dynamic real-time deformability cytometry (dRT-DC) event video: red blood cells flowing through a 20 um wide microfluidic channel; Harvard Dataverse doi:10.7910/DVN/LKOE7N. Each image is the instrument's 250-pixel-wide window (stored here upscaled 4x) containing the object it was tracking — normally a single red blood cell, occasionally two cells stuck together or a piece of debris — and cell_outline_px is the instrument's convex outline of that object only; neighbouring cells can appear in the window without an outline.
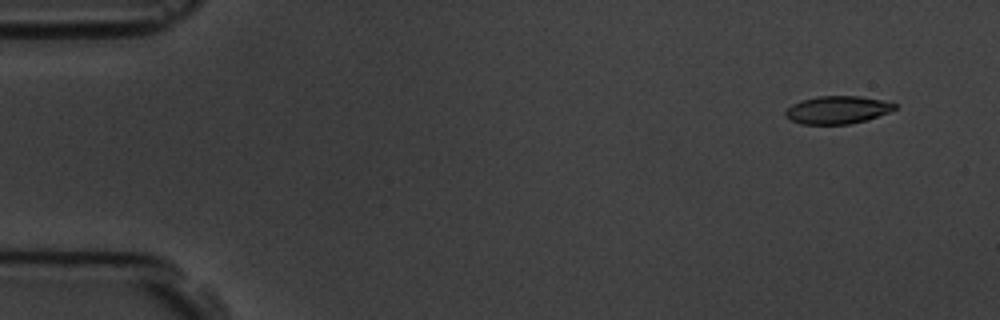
{"species": "common noctule bat (a hibernating species)", "species_latin": "Nyctalus noctula", "temperature_condition": "room temperature", "stored_images_in_passage": 8, "camera_frame_rate_fps": 3000, "um_per_image_px": 0.085, "animal": {"sex": "male", "body_mass_g": 19.5, "forearm_length_mm": 54.6}, "frame": {"image": 1, "passage_image": 1, "time_ms": 0.0, "image_size_px": [1000, 320], "cell_outline_px": [[896, 108], [888, 112], [864, 120], [848, 124], [800, 124], [784, 116], [784, 112], [792, 104], [800, 100], [816, 96], [860, 96], [880, 100], [896, 104]], "centroid_in_image_um": [71.11, 9.33], "position_along_channel_um": 13.9, "area_um2": 17.51}}
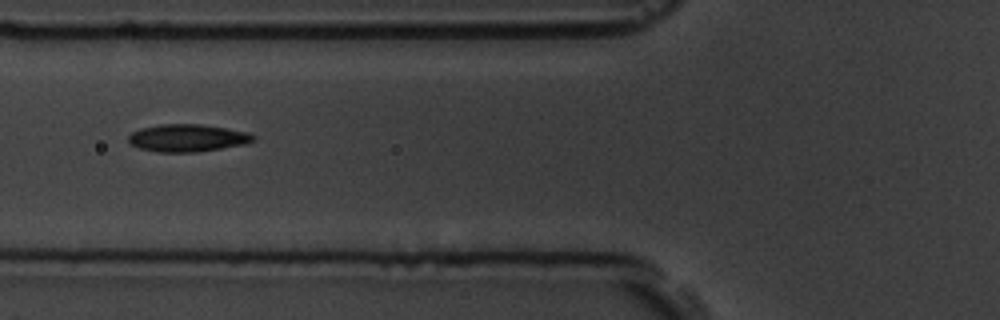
{"frame": {"image": 2, "passage_image": 6, "time_ms": 5.667, "image_size_px": [1000, 320], "cell_outline_px": [[256, 140], [244, 144], [196, 152], [156, 152], [140, 148], [132, 144], [128, 140], [128, 136], [132, 132], [140, 128], [160, 124], [200, 124], [248, 132], [256, 136]], "centroid_in_image_um": [15.93, 11.72], "position_along_channel_um": 109.9, "area_um2": 19.88}}
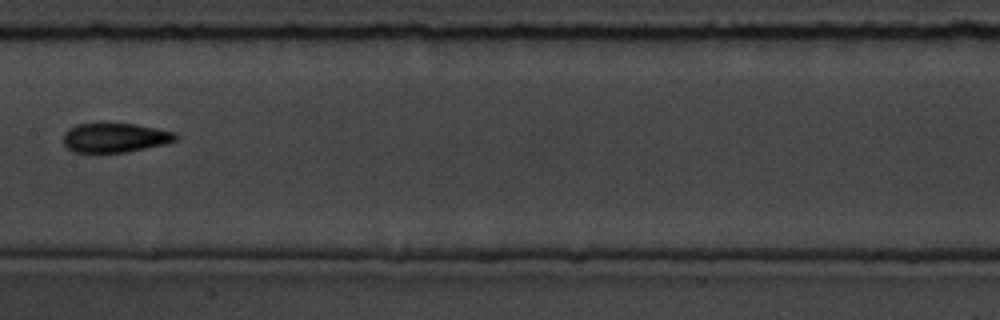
{"frame": {"image": 3, "passage_image": 8, "time_ms": 8.0, "image_size_px": [1000, 320], "cell_outline_px": [[180, 136], [176, 140], [164, 144], [124, 152], [76, 152], [68, 148], [64, 144], [64, 132], [68, 128], [76, 124], [100, 120], [136, 124], [176, 132]], "centroid_in_image_um": [9.75, 11.64], "position_along_channel_um": 197.7, "area_um2": 19.88}}